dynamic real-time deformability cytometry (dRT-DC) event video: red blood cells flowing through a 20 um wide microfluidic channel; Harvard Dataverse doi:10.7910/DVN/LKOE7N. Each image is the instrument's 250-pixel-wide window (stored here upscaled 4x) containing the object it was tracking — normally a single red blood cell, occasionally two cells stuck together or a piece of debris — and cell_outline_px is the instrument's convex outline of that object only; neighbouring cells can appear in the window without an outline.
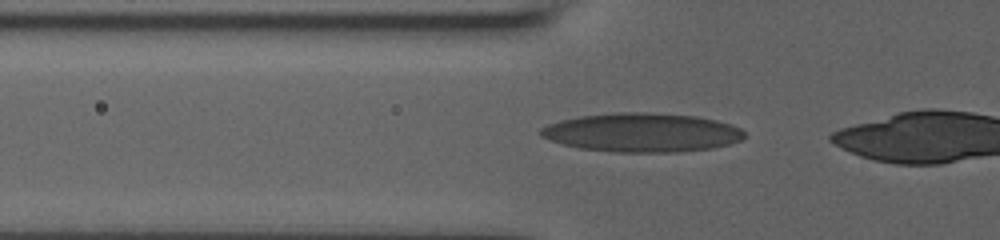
{"species": "human", "species_latin": "Homo sapiens", "temperature_condition": "room temperature", "stored_images_in_passage": 8, "camera_frame_rate_fps": 3000, "um_per_image_px": 0.085, "donor": {"sex": "male"}, "frame": {"image": 1, "passage_image": 6, "time_ms": 1.667, "image_size_px": [1000, 240], "cell_outline_px": [[744, 136], [740, 140], [728, 144], [712, 148], [676, 152], [612, 152], [580, 148], [564, 144], [540, 136], [540, 128], [548, 124], [560, 120], [580, 116], [616, 112], [652, 112], [696, 116], [716, 120], [732, 124], [740, 128], [744, 132]], "centroid_in_image_um": [54.57, 11.26], "position_along_channel_um": 71.2, "area_um2": 46.18}}